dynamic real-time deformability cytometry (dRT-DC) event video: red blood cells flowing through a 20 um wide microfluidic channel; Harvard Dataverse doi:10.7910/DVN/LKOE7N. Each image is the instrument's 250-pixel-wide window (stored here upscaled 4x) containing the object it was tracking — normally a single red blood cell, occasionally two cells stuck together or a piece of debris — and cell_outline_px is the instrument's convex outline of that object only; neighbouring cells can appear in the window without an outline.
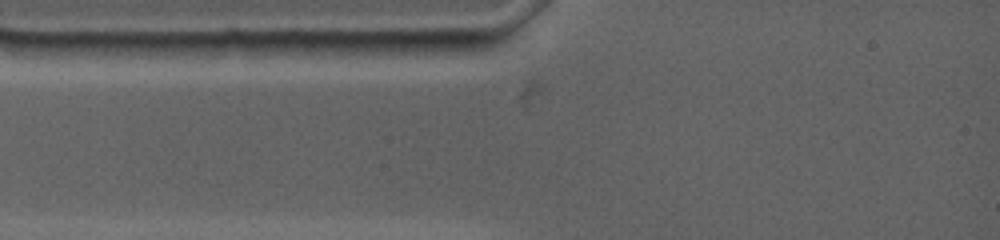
{"species": "common noctule bat (a hibernating species)", "species_latin": "Nyctalus noctula", "temperature_condition": "warm", "stored_images_in_passage": 2, "camera_frame_rate_fps": 4500, "um_per_image_px": 0.085, "animal": {"sex": "female", "body_mass_g": 19.0, "forearm_length_mm": 53.3}, "frame": {"image": 1, "passage_image": 1, "time_ms": 0.0, "image_size_px": [1000, 240], "cell_outline_px": [[428, 56], [300, 56], [276, 52], [264, 44], [268, 40], [424, 40]], "centroid_in_image_um": [29.7, 4.06], "position_along_channel_um": 55.3, "area_um2": 17.63}}